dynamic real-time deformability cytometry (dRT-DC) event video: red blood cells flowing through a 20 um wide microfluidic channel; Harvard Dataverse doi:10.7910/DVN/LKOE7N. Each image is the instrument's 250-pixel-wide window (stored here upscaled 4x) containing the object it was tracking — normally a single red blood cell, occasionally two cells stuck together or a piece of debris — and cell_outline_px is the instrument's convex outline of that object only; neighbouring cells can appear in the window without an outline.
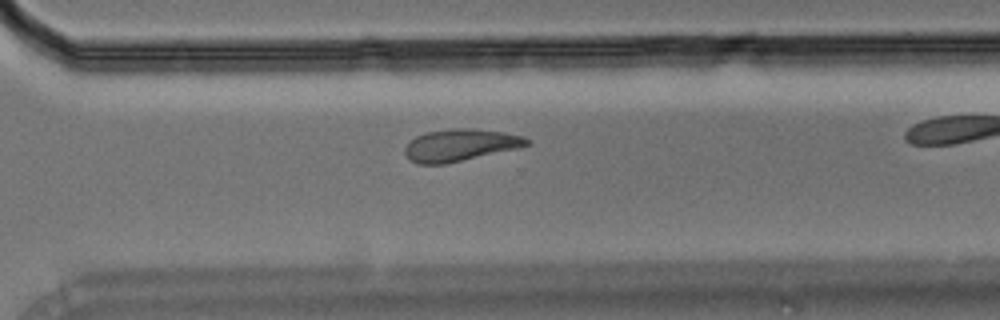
{"species": "Egyptian fruit bat (a non-hibernating species)", "species_latin": "Rousettus aegyptiacus", "temperature_condition": "room temperature", "stored_images_in_passage": 19, "camera_frame_rate_fps": 3000, "um_per_image_px": 0.085, "animal": {"sex": "male"}, "frame": {"image": 1, "passage_image": 16, "time_ms": 5.0, "image_size_px": [1000, 320], "cell_outline_px": [[532, 144], [520, 148], [444, 164], [416, 164], [408, 160], [404, 156], [404, 148], [408, 140], [416, 136], [428, 132], [452, 128], [472, 128], [504, 132], [524, 136], [532, 140]], "centroid_in_image_um": [39.12, 12.34], "position_along_channel_um": 331.5, "area_um2": 23.24}}